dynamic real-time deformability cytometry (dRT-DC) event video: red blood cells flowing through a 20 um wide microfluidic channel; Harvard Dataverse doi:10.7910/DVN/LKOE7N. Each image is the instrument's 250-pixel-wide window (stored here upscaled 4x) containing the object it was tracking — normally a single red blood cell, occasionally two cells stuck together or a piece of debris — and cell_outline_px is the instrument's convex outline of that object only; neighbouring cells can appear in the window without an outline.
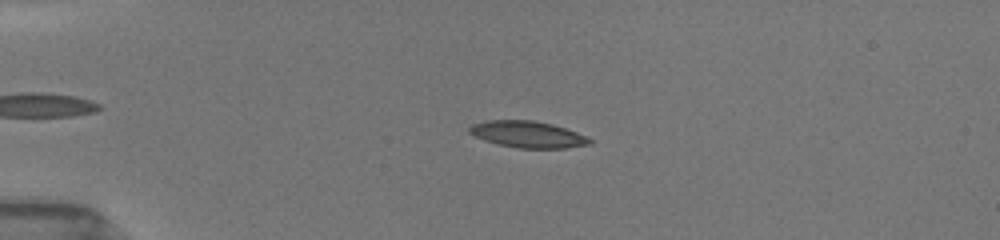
{"species": "common noctule bat (a hibernating species)", "species_latin": "Nyctalus noctula", "temperature_condition": "room temperature", "stored_images_in_passage": 16, "camera_frame_rate_fps": 3000, "um_per_image_px": 0.085, "animal": {"sex": "female", "body_mass_g": 19.5, "forearm_length_mm": 54.1}, "frame": {"image": 1, "passage_image": 7, "time_ms": 3.333, "image_size_px": [1000, 240], "cell_outline_px": [[592, 144], [564, 148], [516, 148], [484, 140], [468, 132], [468, 128], [472, 124], [488, 120], [532, 120], [552, 124], [576, 132], [592, 140]], "centroid_in_image_um": [44.84, 11.42], "position_along_channel_um": 40.2, "area_um2": 18.44}}
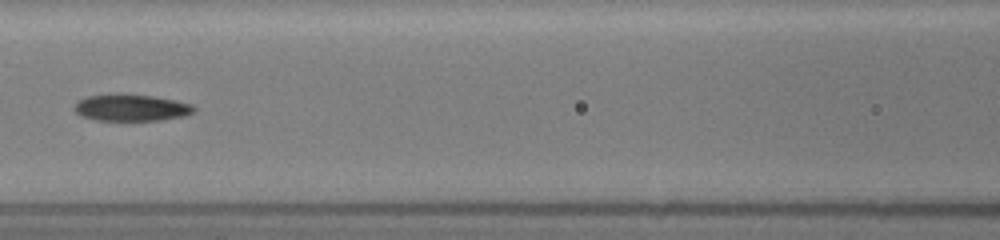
{"frame": {"image": 2, "passage_image": 12, "time_ms": 7.333, "image_size_px": [1000, 240], "cell_outline_px": [[196, 108], [192, 112], [184, 116], [160, 120], [96, 120], [80, 116], [72, 108], [80, 100], [88, 96], [108, 92], [124, 92], [152, 96], [176, 100], [192, 104]], "centroid_in_image_um": [11.11, 9.12], "position_along_channel_um": 155.5, "area_um2": 19.07}}
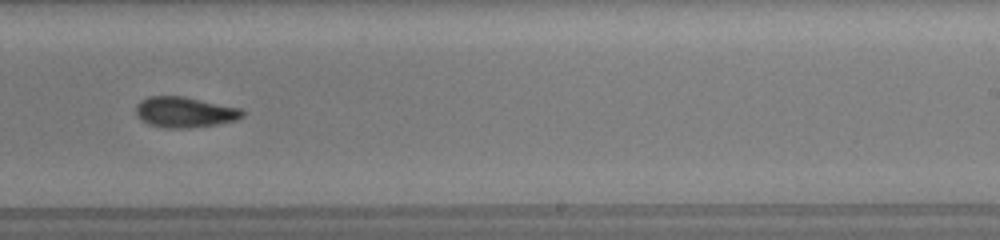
{"frame": {"image": 3, "passage_image": 15, "time_ms": 10.333, "image_size_px": [1000, 240], "cell_outline_px": [[244, 116], [236, 120], [220, 124], [188, 128], [164, 128], [148, 124], [140, 120], [136, 116], [136, 104], [140, 100], [148, 96], [184, 96], [240, 108], [244, 112]], "centroid_in_image_um": [15.67, 9.54], "position_along_channel_um": 273.3, "area_um2": 19.25}}